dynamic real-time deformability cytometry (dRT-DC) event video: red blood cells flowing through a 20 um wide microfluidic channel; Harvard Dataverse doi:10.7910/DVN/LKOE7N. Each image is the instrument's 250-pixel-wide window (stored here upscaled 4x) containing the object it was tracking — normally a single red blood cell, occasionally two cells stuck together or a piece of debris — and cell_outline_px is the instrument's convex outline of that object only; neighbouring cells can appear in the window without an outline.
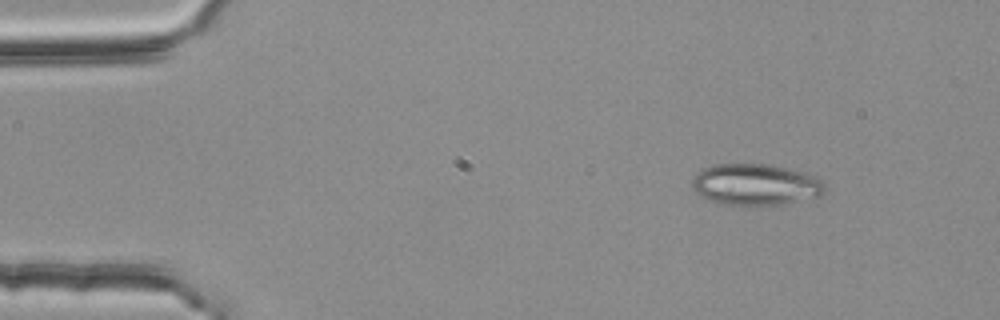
{"species": "common noctule bat (a hibernating species)", "species_latin": "Nyctalus noctula", "temperature_condition": "room temperature", "stored_images_in_passage": 3, "camera_frame_rate_fps": 3000, "um_per_image_px": 0.085, "animal": {"sex": "female", "body_mass_g": 25.1}, "frame": {"image": 1, "passage_image": 1, "time_ms": 0.0, "image_size_px": [1000, 320], "cell_outline_px": [[824, 192], [820, 196], [780, 204], [720, 204], [700, 196], [692, 188], [692, 180], [704, 168], [716, 164], [768, 164], [788, 168], [812, 176], [820, 180], [824, 184]], "centroid_in_image_um": [64.19, 15.68], "position_along_channel_um": 20.8, "area_um2": 31.39}}